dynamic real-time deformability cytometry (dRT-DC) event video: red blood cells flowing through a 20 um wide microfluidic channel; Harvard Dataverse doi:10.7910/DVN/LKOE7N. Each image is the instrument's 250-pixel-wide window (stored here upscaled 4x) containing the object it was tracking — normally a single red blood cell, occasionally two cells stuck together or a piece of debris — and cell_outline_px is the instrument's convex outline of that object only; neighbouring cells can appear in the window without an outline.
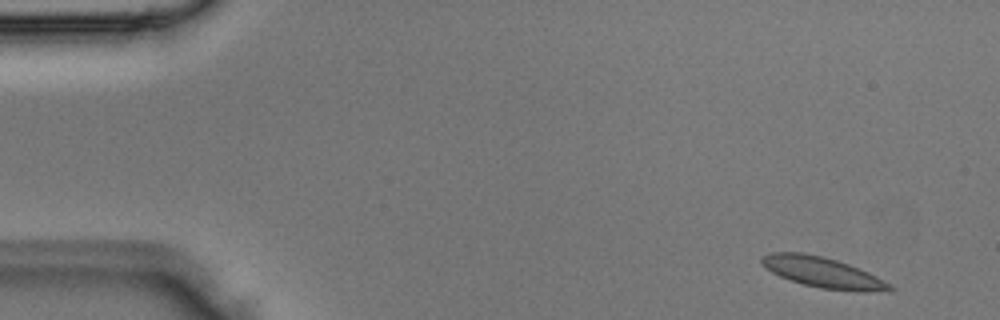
{"species": "Egyptian fruit bat (a non-hibernating species)", "species_latin": "Rousettus aegyptiacus", "temperature_condition": "room temperature", "stored_images_in_passage": 4, "camera_frame_rate_fps": 3000, "um_per_image_px": 0.085, "animal": {"sex": "male"}, "frame": {"image": 1, "passage_image": 1, "time_ms": 0.0, "image_size_px": [1000, 320], "cell_outline_px": [[892, 288], [820, 288], [804, 284], [780, 276], [772, 272], [760, 260], [764, 256], [772, 252], [800, 252], [820, 256], [836, 260], [848, 264], [868, 272], [876, 276], [888, 284]], "centroid_in_image_um": [69.73, 23.07], "position_along_channel_um": 15.3, "area_um2": 20.87}}